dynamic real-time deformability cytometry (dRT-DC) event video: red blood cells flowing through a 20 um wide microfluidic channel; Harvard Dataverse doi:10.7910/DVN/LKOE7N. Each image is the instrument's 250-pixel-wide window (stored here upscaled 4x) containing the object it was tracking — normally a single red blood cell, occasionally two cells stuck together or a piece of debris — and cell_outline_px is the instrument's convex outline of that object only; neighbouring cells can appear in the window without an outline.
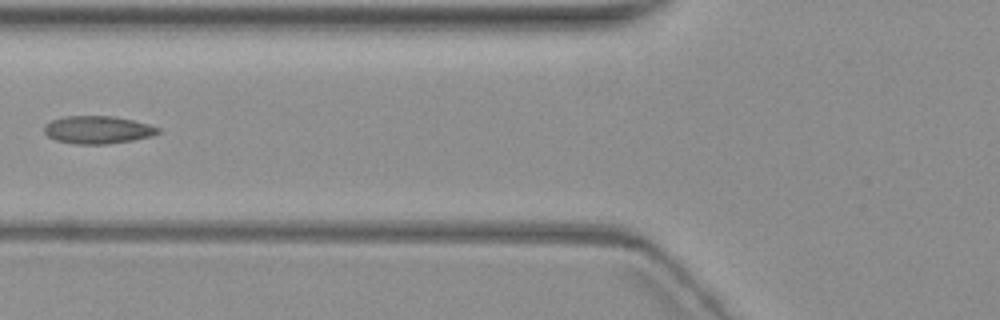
{"species": "common noctule bat (a hibernating species)", "species_latin": "Nyctalus noctula", "temperature_condition": "warm", "stored_images_in_passage": 8, "camera_frame_rate_fps": 3000, "um_per_image_px": 0.085, "animal": {"sex": "female", "body_mass_g": 19.3, "forearm_length_mm": 54.1}, "frame": {"image": 1, "passage_image": 6, "time_ms": 7.0, "image_size_px": [1000, 320], "cell_outline_px": [[160, 132], [152, 136], [132, 140], [108, 144], [72, 144], [56, 140], [48, 136], [44, 132], [44, 124], [52, 120], [64, 116], [112, 116], [132, 120], [148, 124], [160, 128]], "centroid_in_image_um": [8.28, 11.03], "position_along_channel_um": 117.5, "area_um2": 18.44}}
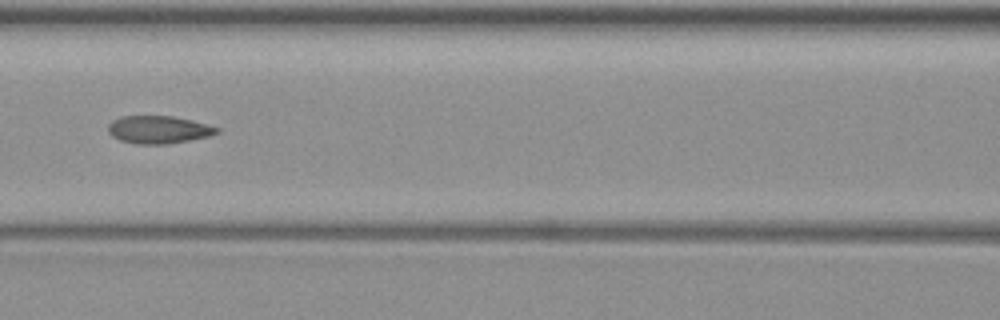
{"frame": {"image": 2, "passage_image": 7, "time_ms": 8.0, "image_size_px": [1000, 320], "cell_outline_px": [[220, 132], [208, 136], [168, 144], [136, 144], [120, 140], [112, 136], [108, 132], [108, 124], [112, 120], [120, 116], [172, 116], [192, 120], [220, 128]], "centroid_in_image_um": [13.45, 11.01], "position_along_channel_um": 153.1, "area_um2": 17.57}}
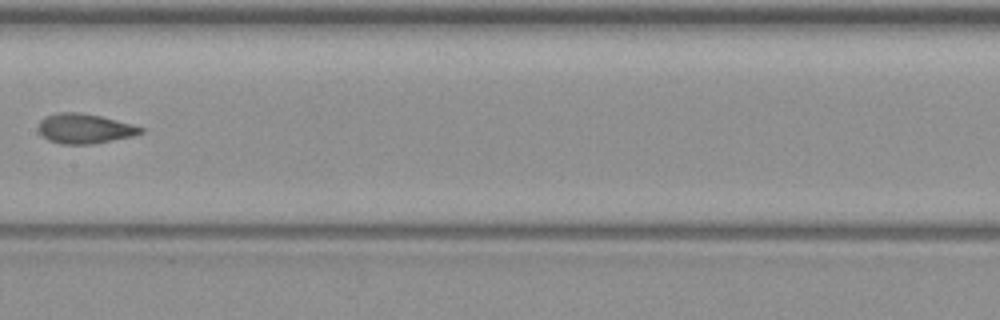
{"frame": {"image": 3, "passage_image": 8, "time_ms": 9.333, "image_size_px": [1000, 320], "cell_outline_px": [[144, 132], [132, 136], [92, 144], [60, 144], [48, 140], [36, 128], [40, 120], [48, 116], [60, 112], [80, 112], [100, 116], [116, 120], [144, 128]], "centroid_in_image_um": [7.17, 10.93], "position_along_channel_um": 200.2, "area_um2": 17.63}}